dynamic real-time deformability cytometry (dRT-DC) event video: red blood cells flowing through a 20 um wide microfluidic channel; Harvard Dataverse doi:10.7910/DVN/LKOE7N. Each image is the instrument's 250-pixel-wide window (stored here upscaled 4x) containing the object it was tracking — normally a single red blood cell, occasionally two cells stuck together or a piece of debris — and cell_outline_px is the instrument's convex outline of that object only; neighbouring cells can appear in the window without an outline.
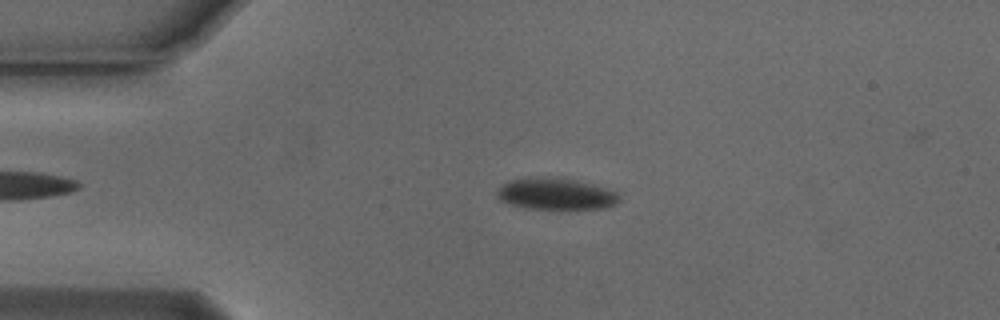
{"species": "Egyptian fruit bat (a non-hibernating species)", "species_latin": "Rousettus aegyptiacus", "temperature_condition": "cold", "stored_images_in_passage": 48, "camera_frame_rate_fps": 3000, "um_per_image_px": 0.085, "animal": {"sex": "male"}, "frame": {"image": 1, "passage_image": 11, "time_ms": 3.333, "image_size_px": [1000, 320], "cell_outline_px": [[620, 200], [616, 204], [604, 208], [524, 208], [500, 200], [496, 196], [496, 192], [504, 184], [512, 180], [576, 180], [592, 184], [616, 192], [620, 196]], "centroid_in_image_um": [47.3, 16.53], "position_along_channel_um": 37.7, "area_um2": 21.15}}
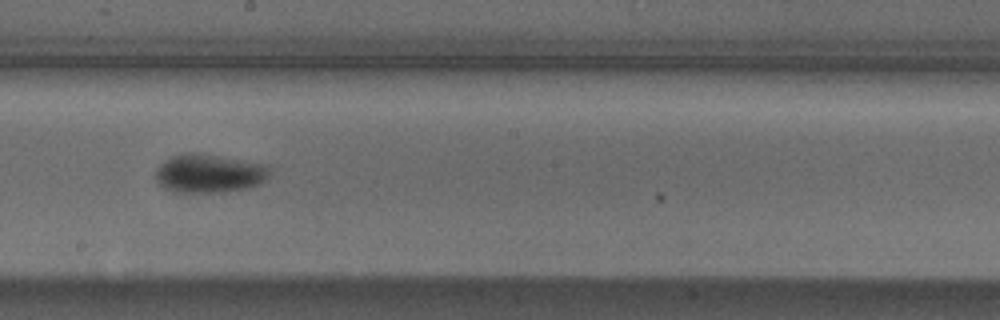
{"frame": {"image": 2, "passage_image": 29, "time_ms": 9.333, "image_size_px": [1000, 320], "cell_outline_px": [[268, 176], [260, 184], [248, 188], [224, 192], [172, 192], [164, 188], [156, 180], [156, 168], [164, 160], [172, 156], [192, 152], [268, 164]], "centroid_in_image_um": [17.76, 14.75], "position_along_channel_um": 230.4, "area_um2": 25.61}}
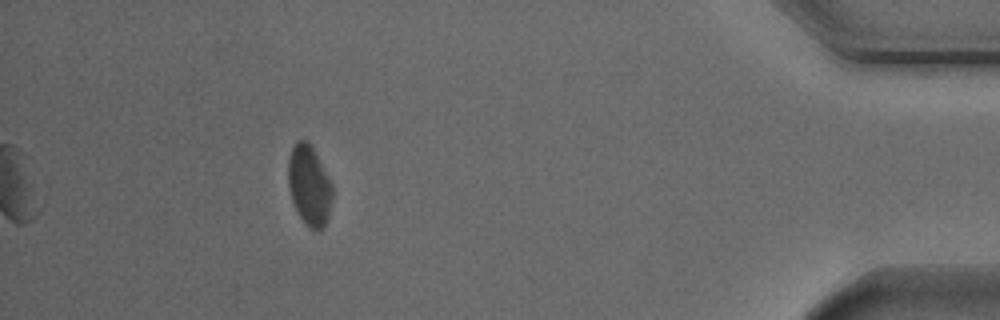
{"frame": {"image": 3, "passage_image": 48, "time_ms": 15.667, "image_size_px": [1000, 320], "cell_outline_px": [[332, 196], [328, 220], [324, 228], [316, 232], [308, 228], [304, 224], [296, 212], [288, 188], [288, 156], [296, 140], [308, 140], [328, 176], [332, 184]], "centroid_in_image_um": [26.27, 15.82], "position_along_channel_um": 408.9, "area_um2": 21.04}, "authors_computed_cell_mechanics": {"area_um2": 23.698, "velocity_mm_per_s": 3.7368, "shape_relaxation_time_tau1_ms": 2.4642, "shape_relaxation_time_tau2_ms": null, "deformation_change_tau1": 0.0634, "deformation_change_tau2": null}}